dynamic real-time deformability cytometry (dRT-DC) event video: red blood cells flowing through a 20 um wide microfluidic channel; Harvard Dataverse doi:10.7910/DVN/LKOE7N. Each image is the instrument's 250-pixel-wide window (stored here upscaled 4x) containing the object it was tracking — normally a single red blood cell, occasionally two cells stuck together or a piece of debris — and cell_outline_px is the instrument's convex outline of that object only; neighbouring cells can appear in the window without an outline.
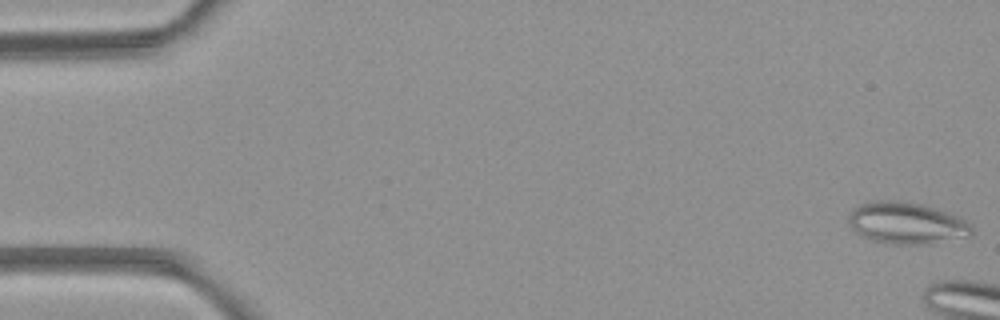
{"species": "common noctule bat (a hibernating species)", "species_latin": "Nyctalus noctula", "temperature_condition": "room temperature", "stored_images_in_passage": 10, "camera_frame_rate_fps": 3000, "um_per_image_px": 0.085, "animal": {"sex": "female", "body_mass_g": 21.9}, "frame": {"image": 1, "passage_image": 1, "time_ms": 0.0, "image_size_px": [1000, 320], "cell_outline_px": [[972, 232], [968, 236], [932, 244], [892, 244], [872, 240], [856, 232], [852, 228], [848, 220], [848, 216], [852, 208], [860, 204], [876, 200], [900, 200], [920, 204], [936, 208], [960, 216], [968, 220], [972, 224]], "centroid_in_image_um": [77.08, 18.95], "position_along_channel_um": 7.9, "area_um2": 30.23}}